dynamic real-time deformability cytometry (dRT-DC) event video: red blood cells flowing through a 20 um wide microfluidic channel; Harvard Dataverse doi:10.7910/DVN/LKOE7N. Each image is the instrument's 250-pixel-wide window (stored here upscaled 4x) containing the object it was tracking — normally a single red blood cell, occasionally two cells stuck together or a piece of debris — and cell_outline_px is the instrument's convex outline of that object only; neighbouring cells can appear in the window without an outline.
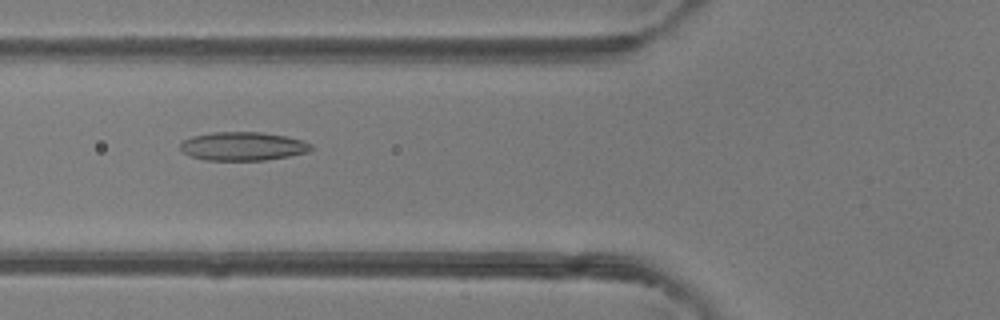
{"species": "common noctule bat (a hibernating species)", "species_latin": "Nyctalus noctula", "temperature_condition": "room temperature", "stored_images_in_passage": 39, "camera_frame_rate_fps": 3000, "um_per_image_px": 0.085, "animal": {"sex": "female"}, "frame": {"image": 1, "passage_image": 9, "time_ms": 2.667, "image_size_px": [1000, 320], "cell_outline_px": [[312, 148], [308, 152], [288, 156], [264, 160], [208, 160], [192, 156], [184, 152], [180, 148], [180, 144], [184, 140], [192, 136], [212, 132], [260, 132], [284, 136], [304, 140], [312, 144]], "centroid_in_image_um": [20.66, 12.42], "position_along_channel_um": 105.1, "area_um2": 21.62}}
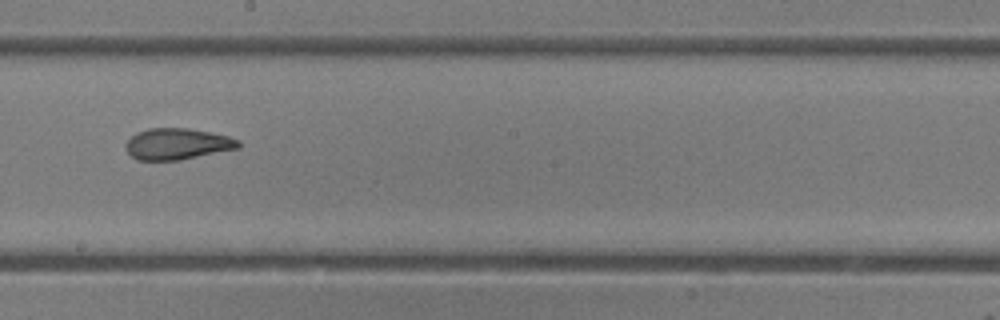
{"frame": {"image": 2, "passage_image": 18, "time_ms": 5.667, "image_size_px": [1000, 320], "cell_outline_px": [[240, 148], [180, 160], [136, 160], [124, 148], [124, 144], [136, 132], [148, 128], [188, 128], [228, 136], [240, 140]], "centroid_in_image_um": [15.06, 12.24], "position_along_channel_um": 233.1, "area_um2": 20.63}}
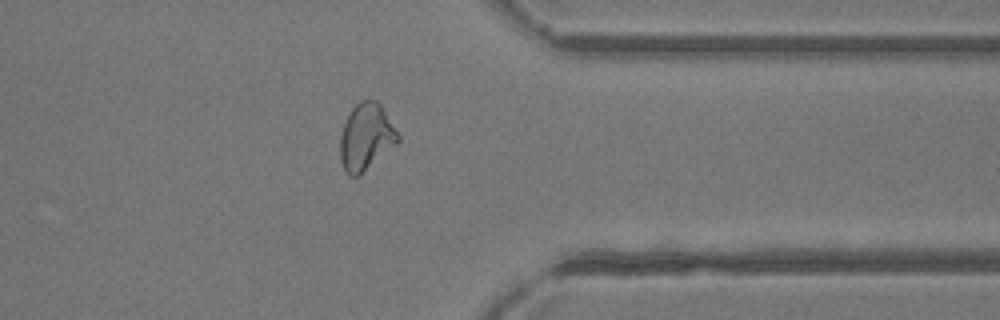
{"frame": {"image": 3, "passage_image": 29, "time_ms": 9.333, "image_size_px": [1000, 320], "cell_outline_px": [[400, 140], [396, 144], [356, 176], [348, 176], [340, 160], [340, 136], [344, 124], [352, 108], [360, 100], [376, 100], [380, 104], [400, 136]], "centroid_in_image_um": [31.1, 11.61], "position_along_channel_um": 380.3, "area_um2": 21.91}, "authors_computed_cell_mechanics": {"area_um2": 21.9062, "velocity_mm_per_s": 4.2546, "shape_relaxation_time_tau1_ms": 8.1488, "shape_relaxation_time_tau2_ms": 1.86, "deformation_change_tau1": 0.2021, "deformation_change_tau2": 0.1026}}